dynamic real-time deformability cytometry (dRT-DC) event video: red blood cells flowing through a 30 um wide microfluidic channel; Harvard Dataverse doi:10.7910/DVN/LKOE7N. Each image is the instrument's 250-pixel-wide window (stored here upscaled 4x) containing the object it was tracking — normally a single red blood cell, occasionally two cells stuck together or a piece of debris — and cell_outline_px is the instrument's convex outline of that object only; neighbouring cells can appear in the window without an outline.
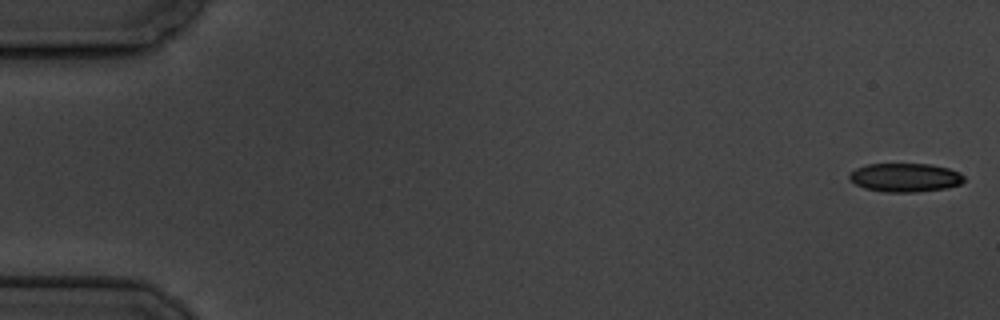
{"species": "common noctule bat (a hibernating species)", "species_latin": "Nyctalus noctula", "temperature_condition": "cold", "stored_images_in_passage": 6, "segment_of_instrument_passage": [1, 2], "camera_frame_rate_fps": 3000, "um_per_image_px": 0.085, "animal": {"sex": "male", "body_mass_g": 19.5, "forearm_length_mm": 54.6}, "frame": {"image": 1, "passage_image": 1, "time_ms": 0.0, "image_size_px": [1000, 320], "cell_outline_px": [[964, 180], [960, 184], [948, 188], [916, 192], [884, 192], [864, 188], [848, 180], [848, 176], [856, 168], [868, 164], [932, 164], [948, 168], [960, 172], [964, 176]], "centroid_in_image_um": [76.94, 15.09], "position_along_channel_um": 8.1, "area_um2": 19.31}}
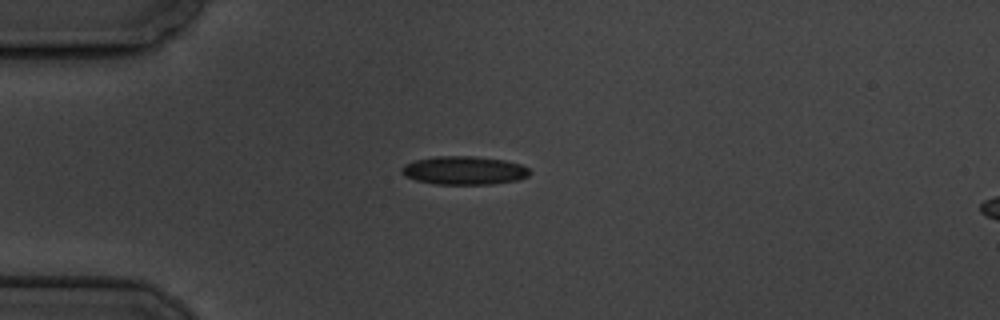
{"frame": {"image": 2, "passage_image": 5, "time_ms": 4.667, "image_size_px": [1000, 320], "cell_outline_px": [[532, 172], [528, 176], [516, 180], [492, 184], [436, 184], [416, 180], [404, 176], [400, 172], [400, 168], [404, 164], [416, 160], [432, 156], [476, 156], [504, 160], [520, 164], [528, 168]], "centroid_in_image_um": [39.42, 14.48], "position_along_channel_um": 45.6, "area_um2": 21.33}}